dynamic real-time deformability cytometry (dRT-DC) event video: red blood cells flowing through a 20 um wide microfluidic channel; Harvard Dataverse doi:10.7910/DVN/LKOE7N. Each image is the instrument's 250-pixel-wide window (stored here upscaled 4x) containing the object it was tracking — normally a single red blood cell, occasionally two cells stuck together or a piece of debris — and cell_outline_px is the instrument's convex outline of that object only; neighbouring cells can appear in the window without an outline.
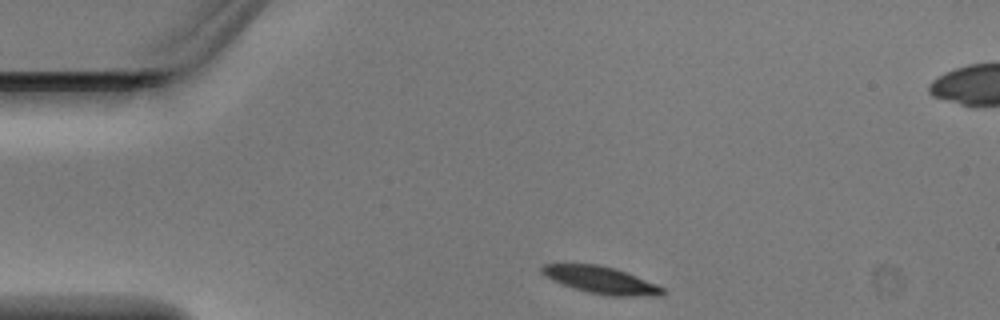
{"species": "Egyptian fruit bat (a non-hibernating species)", "species_latin": "Rousettus aegyptiacus", "temperature_condition": "warm", "stored_images_in_passage": 3, "camera_frame_rate_fps": 3000, "um_per_image_px": 0.085, "animal": {"sex": "male"}, "frame": {"image": 1, "passage_image": 1, "time_ms": 0.0, "image_size_px": [1000, 320], "cell_outline_px": [[664, 292], [660, 296], [608, 296], [588, 292], [572, 288], [552, 280], [540, 272], [540, 268], [544, 264], [596, 264], [616, 268], [656, 284], [664, 288]], "centroid_in_image_um": [51.07, 23.81], "position_along_channel_um": 33.9, "area_um2": 19.07}}